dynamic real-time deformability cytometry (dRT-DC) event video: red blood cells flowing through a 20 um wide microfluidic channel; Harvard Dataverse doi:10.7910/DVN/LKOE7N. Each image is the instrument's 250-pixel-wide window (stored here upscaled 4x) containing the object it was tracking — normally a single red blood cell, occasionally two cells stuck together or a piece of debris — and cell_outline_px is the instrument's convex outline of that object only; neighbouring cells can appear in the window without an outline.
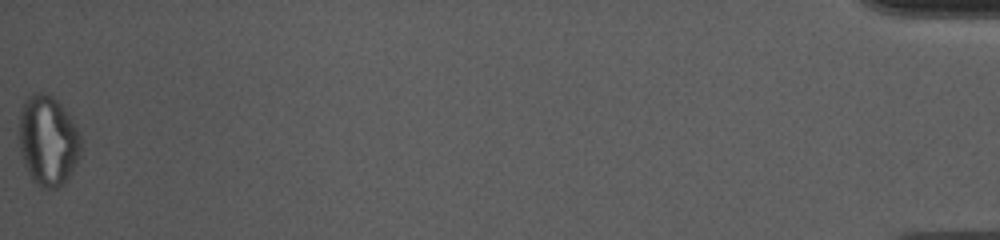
{"species": "common noctule bat (a hibernating species)", "species_latin": "Nyctalus noctula", "temperature_condition": "cold", "stored_images_in_passage": 46, "camera_frame_rate_fps": 3000, "um_per_image_px": 0.085, "animal": {"sex": "female", "body_mass_g": 10.0, "forearm_length_mm": 53.1}, "frame": {"image": 1, "passage_image": 46, "time_ms": 15.0, "image_size_px": [1000, 240], "cell_outline_px": [[80, 156], [72, 172], [64, 184], [56, 188], [44, 188], [32, 180], [24, 164], [20, 152], [16, 136], [20, 112], [28, 96], [32, 92], [48, 92], [64, 108], [76, 124], [80, 132]], "centroid_in_image_um": [4.05, 11.93], "position_along_channel_um": 431.1, "area_um2": 33.18}, "authors_computed_cell_mechanics": {"area_um2": 20.3745, "velocity_mm_per_s": 3.7457, "shape_relaxation_time_tau1_ms": null, "shape_relaxation_time_tau2_ms": 3.53, "deformation_change_tau1": null, "deformation_change_tau2": 0.1012}}